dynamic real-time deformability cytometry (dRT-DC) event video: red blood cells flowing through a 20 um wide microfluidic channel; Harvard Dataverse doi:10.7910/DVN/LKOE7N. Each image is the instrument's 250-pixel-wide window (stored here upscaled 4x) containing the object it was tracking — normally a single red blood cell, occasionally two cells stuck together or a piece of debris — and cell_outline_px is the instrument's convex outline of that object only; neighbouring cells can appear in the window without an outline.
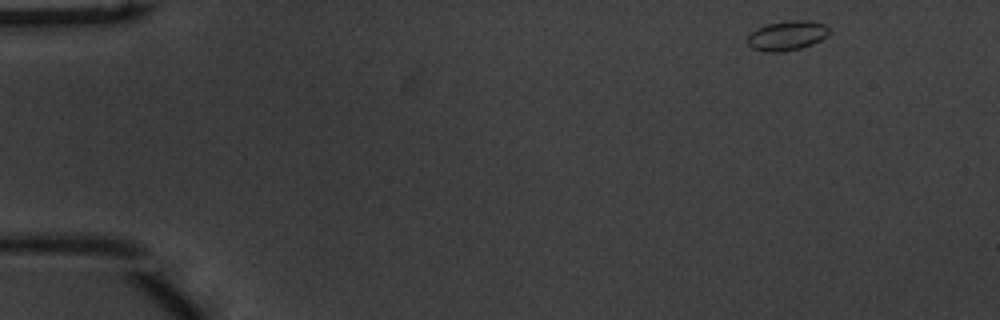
{"species": "common noctule bat (a hibernating species)", "species_latin": "Nyctalus noctula", "temperature_condition": "warm", "stored_images_in_passage": 50, "camera_frame_rate_fps": 3000, "um_per_image_px": 0.085, "animal": {"sex": "male", "body_mass_g": 20.1, "forearm_length_mm": 53.5}, "frame": {"image": 1, "passage_image": 1, "time_ms": 0.0, "image_size_px": [1000, 320], "cell_outline_px": [[828, 32], [820, 40], [812, 44], [800, 48], [780, 52], [764, 52], [752, 48], [748, 44], [748, 36], [756, 28], [768, 24], [788, 20], [812, 20], [824, 24], [828, 28]], "centroid_in_image_um": [66.87, 3.02], "position_along_channel_um": 18.1, "area_um2": 13.99}}
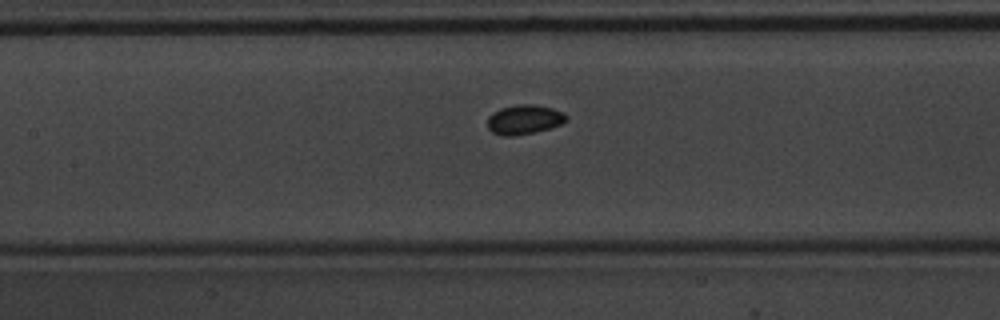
{"frame": {"image": 2, "passage_image": 21, "time_ms": 6.667, "image_size_px": [1000, 320], "cell_outline_px": [[568, 120], [560, 124], [548, 128], [532, 132], [512, 136], [504, 136], [492, 132], [488, 128], [488, 116], [492, 112], [500, 108], [516, 104], [536, 104], [552, 108], [564, 112], [568, 116]], "centroid_in_image_um": [44.55, 10.13], "position_along_channel_um": 162.8, "area_um2": 13.58}}
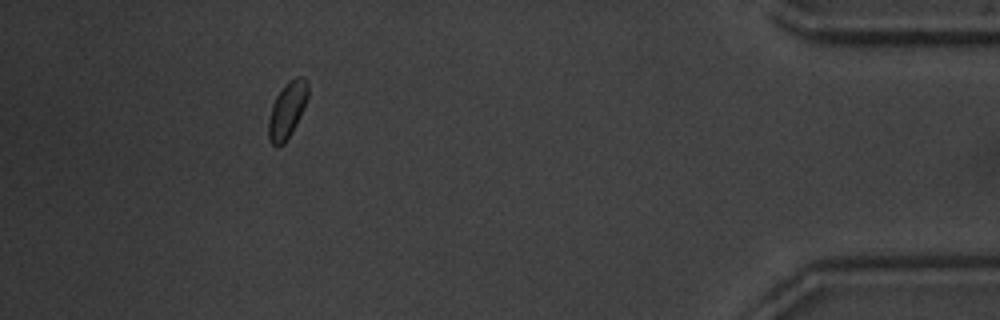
{"frame": {"image": 3, "passage_image": 45, "time_ms": 14.667, "image_size_px": [1000, 320], "cell_outline_px": [[308, 96], [304, 108], [292, 132], [284, 144], [276, 148], [272, 144], [268, 136], [268, 120], [272, 104], [276, 96], [284, 84], [288, 80], [296, 76], [304, 76], [308, 84]], "centroid_in_image_um": [24.41, 9.34], "position_along_channel_um": 410.8, "area_um2": 13.12}, "authors_computed_cell_mechanics": {"area_um2": 12.9472, "velocity_mm_per_s": 3.7536, "shape_relaxation_time_tau1_ms": 1.4881, "shape_relaxation_time_tau2_ms": null, "deformation_change_tau1": 0.0557, "deformation_change_tau2": null}}